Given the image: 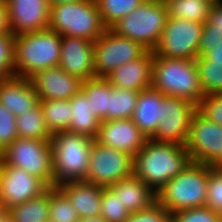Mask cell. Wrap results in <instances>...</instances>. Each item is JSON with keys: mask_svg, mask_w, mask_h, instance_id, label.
Listing matches in <instances>:
<instances>
[{"mask_svg": "<svg viewBox=\"0 0 222 222\" xmlns=\"http://www.w3.org/2000/svg\"><path fill=\"white\" fill-rule=\"evenodd\" d=\"M125 222H172L171 214L155 202L150 208L130 213Z\"/></svg>", "mask_w": 222, "mask_h": 222, "instance_id": "cell-40", "label": "cell"}, {"mask_svg": "<svg viewBox=\"0 0 222 222\" xmlns=\"http://www.w3.org/2000/svg\"><path fill=\"white\" fill-rule=\"evenodd\" d=\"M110 188L120 196L130 213L143 211L156 202V192L134 173L111 185Z\"/></svg>", "mask_w": 222, "mask_h": 222, "instance_id": "cell-23", "label": "cell"}, {"mask_svg": "<svg viewBox=\"0 0 222 222\" xmlns=\"http://www.w3.org/2000/svg\"><path fill=\"white\" fill-rule=\"evenodd\" d=\"M78 222H107L101 216L99 217H87V218H80Z\"/></svg>", "mask_w": 222, "mask_h": 222, "instance_id": "cell-45", "label": "cell"}, {"mask_svg": "<svg viewBox=\"0 0 222 222\" xmlns=\"http://www.w3.org/2000/svg\"><path fill=\"white\" fill-rule=\"evenodd\" d=\"M167 19L168 10L165 0H145L115 23L111 29L153 52L159 43Z\"/></svg>", "mask_w": 222, "mask_h": 222, "instance_id": "cell-7", "label": "cell"}, {"mask_svg": "<svg viewBox=\"0 0 222 222\" xmlns=\"http://www.w3.org/2000/svg\"><path fill=\"white\" fill-rule=\"evenodd\" d=\"M133 157L121 150L100 145L96 140L90 155L85 181L110 187L134 173Z\"/></svg>", "mask_w": 222, "mask_h": 222, "instance_id": "cell-11", "label": "cell"}, {"mask_svg": "<svg viewBox=\"0 0 222 222\" xmlns=\"http://www.w3.org/2000/svg\"><path fill=\"white\" fill-rule=\"evenodd\" d=\"M215 0H165L168 17L205 23Z\"/></svg>", "mask_w": 222, "mask_h": 222, "instance_id": "cell-27", "label": "cell"}, {"mask_svg": "<svg viewBox=\"0 0 222 222\" xmlns=\"http://www.w3.org/2000/svg\"><path fill=\"white\" fill-rule=\"evenodd\" d=\"M10 31L14 35L33 33L48 28L49 0H4Z\"/></svg>", "mask_w": 222, "mask_h": 222, "instance_id": "cell-15", "label": "cell"}, {"mask_svg": "<svg viewBox=\"0 0 222 222\" xmlns=\"http://www.w3.org/2000/svg\"><path fill=\"white\" fill-rule=\"evenodd\" d=\"M197 110L208 120L222 126V93L205 94Z\"/></svg>", "mask_w": 222, "mask_h": 222, "instance_id": "cell-39", "label": "cell"}, {"mask_svg": "<svg viewBox=\"0 0 222 222\" xmlns=\"http://www.w3.org/2000/svg\"><path fill=\"white\" fill-rule=\"evenodd\" d=\"M163 97L164 94L152 86L139 93L132 121L147 139L154 136L162 120Z\"/></svg>", "mask_w": 222, "mask_h": 222, "instance_id": "cell-22", "label": "cell"}, {"mask_svg": "<svg viewBox=\"0 0 222 222\" xmlns=\"http://www.w3.org/2000/svg\"><path fill=\"white\" fill-rule=\"evenodd\" d=\"M222 33L215 30L207 22L204 23L199 42L198 56H204L213 50L214 44L221 41Z\"/></svg>", "mask_w": 222, "mask_h": 222, "instance_id": "cell-41", "label": "cell"}, {"mask_svg": "<svg viewBox=\"0 0 222 222\" xmlns=\"http://www.w3.org/2000/svg\"><path fill=\"white\" fill-rule=\"evenodd\" d=\"M154 52L147 51L142 57L117 67L105 78L113 87L142 91L152 85Z\"/></svg>", "mask_w": 222, "mask_h": 222, "instance_id": "cell-19", "label": "cell"}, {"mask_svg": "<svg viewBox=\"0 0 222 222\" xmlns=\"http://www.w3.org/2000/svg\"><path fill=\"white\" fill-rule=\"evenodd\" d=\"M17 138L16 116L0 103V153Z\"/></svg>", "mask_w": 222, "mask_h": 222, "instance_id": "cell-38", "label": "cell"}, {"mask_svg": "<svg viewBox=\"0 0 222 222\" xmlns=\"http://www.w3.org/2000/svg\"><path fill=\"white\" fill-rule=\"evenodd\" d=\"M130 212L110 187H103L100 216L107 222H125Z\"/></svg>", "mask_w": 222, "mask_h": 222, "instance_id": "cell-34", "label": "cell"}, {"mask_svg": "<svg viewBox=\"0 0 222 222\" xmlns=\"http://www.w3.org/2000/svg\"><path fill=\"white\" fill-rule=\"evenodd\" d=\"M8 215L14 222L49 221V188L29 201L12 206Z\"/></svg>", "mask_w": 222, "mask_h": 222, "instance_id": "cell-26", "label": "cell"}, {"mask_svg": "<svg viewBox=\"0 0 222 222\" xmlns=\"http://www.w3.org/2000/svg\"><path fill=\"white\" fill-rule=\"evenodd\" d=\"M80 0H49L50 5H57V4H65V3H74Z\"/></svg>", "mask_w": 222, "mask_h": 222, "instance_id": "cell-46", "label": "cell"}, {"mask_svg": "<svg viewBox=\"0 0 222 222\" xmlns=\"http://www.w3.org/2000/svg\"><path fill=\"white\" fill-rule=\"evenodd\" d=\"M207 23L222 33V0H215L211 5Z\"/></svg>", "mask_w": 222, "mask_h": 222, "instance_id": "cell-42", "label": "cell"}, {"mask_svg": "<svg viewBox=\"0 0 222 222\" xmlns=\"http://www.w3.org/2000/svg\"><path fill=\"white\" fill-rule=\"evenodd\" d=\"M80 216L67 195L58 187H49V221L78 222Z\"/></svg>", "mask_w": 222, "mask_h": 222, "instance_id": "cell-31", "label": "cell"}, {"mask_svg": "<svg viewBox=\"0 0 222 222\" xmlns=\"http://www.w3.org/2000/svg\"><path fill=\"white\" fill-rule=\"evenodd\" d=\"M14 51L15 35L0 34V81L15 75Z\"/></svg>", "mask_w": 222, "mask_h": 222, "instance_id": "cell-35", "label": "cell"}, {"mask_svg": "<svg viewBox=\"0 0 222 222\" xmlns=\"http://www.w3.org/2000/svg\"><path fill=\"white\" fill-rule=\"evenodd\" d=\"M48 28L61 36L78 37L93 42L108 29L96 0L51 5Z\"/></svg>", "mask_w": 222, "mask_h": 222, "instance_id": "cell-6", "label": "cell"}, {"mask_svg": "<svg viewBox=\"0 0 222 222\" xmlns=\"http://www.w3.org/2000/svg\"><path fill=\"white\" fill-rule=\"evenodd\" d=\"M58 187L67 195L80 218L100 216L103 187L85 180L64 182Z\"/></svg>", "mask_w": 222, "mask_h": 222, "instance_id": "cell-21", "label": "cell"}, {"mask_svg": "<svg viewBox=\"0 0 222 222\" xmlns=\"http://www.w3.org/2000/svg\"><path fill=\"white\" fill-rule=\"evenodd\" d=\"M2 222H14V221L12 220V218H11L9 215H7V216L2 220Z\"/></svg>", "mask_w": 222, "mask_h": 222, "instance_id": "cell-48", "label": "cell"}, {"mask_svg": "<svg viewBox=\"0 0 222 222\" xmlns=\"http://www.w3.org/2000/svg\"><path fill=\"white\" fill-rule=\"evenodd\" d=\"M216 167H217L218 169H221V170H222V160L216 165Z\"/></svg>", "mask_w": 222, "mask_h": 222, "instance_id": "cell-49", "label": "cell"}, {"mask_svg": "<svg viewBox=\"0 0 222 222\" xmlns=\"http://www.w3.org/2000/svg\"><path fill=\"white\" fill-rule=\"evenodd\" d=\"M39 101L31 79L14 75L0 81V103L14 116L30 111Z\"/></svg>", "mask_w": 222, "mask_h": 222, "instance_id": "cell-20", "label": "cell"}, {"mask_svg": "<svg viewBox=\"0 0 222 222\" xmlns=\"http://www.w3.org/2000/svg\"><path fill=\"white\" fill-rule=\"evenodd\" d=\"M81 90L90 103L91 112L100 121L109 118V98L111 97V84L104 77H95L82 82Z\"/></svg>", "mask_w": 222, "mask_h": 222, "instance_id": "cell-25", "label": "cell"}, {"mask_svg": "<svg viewBox=\"0 0 222 222\" xmlns=\"http://www.w3.org/2000/svg\"><path fill=\"white\" fill-rule=\"evenodd\" d=\"M1 159L37 176L49 187L54 186L50 141L18 137L1 153Z\"/></svg>", "mask_w": 222, "mask_h": 222, "instance_id": "cell-8", "label": "cell"}, {"mask_svg": "<svg viewBox=\"0 0 222 222\" xmlns=\"http://www.w3.org/2000/svg\"><path fill=\"white\" fill-rule=\"evenodd\" d=\"M204 23L168 17L155 50L156 56L195 60Z\"/></svg>", "mask_w": 222, "mask_h": 222, "instance_id": "cell-10", "label": "cell"}, {"mask_svg": "<svg viewBox=\"0 0 222 222\" xmlns=\"http://www.w3.org/2000/svg\"><path fill=\"white\" fill-rule=\"evenodd\" d=\"M104 24L111 28L145 0H96Z\"/></svg>", "mask_w": 222, "mask_h": 222, "instance_id": "cell-32", "label": "cell"}, {"mask_svg": "<svg viewBox=\"0 0 222 222\" xmlns=\"http://www.w3.org/2000/svg\"><path fill=\"white\" fill-rule=\"evenodd\" d=\"M171 216L172 222H222V216L208 206L176 211Z\"/></svg>", "mask_w": 222, "mask_h": 222, "instance_id": "cell-37", "label": "cell"}, {"mask_svg": "<svg viewBox=\"0 0 222 222\" xmlns=\"http://www.w3.org/2000/svg\"><path fill=\"white\" fill-rule=\"evenodd\" d=\"M39 103L46 126L52 134L68 131L72 111L69 100H40Z\"/></svg>", "mask_w": 222, "mask_h": 222, "instance_id": "cell-29", "label": "cell"}, {"mask_svg": "<svg viewBox=\"0 0 222 222\" xmlns=\"http://www.w3.org/2000/svg\"><path fill=\"white\" fill-rule=\"evenodd\" d=\"M151 86L166 96L186 99L196 106L204 96L196 61L191 59L166 58L154 54Z\"/></svg>", "mask_w": 222, "mask_h": 222, "instance_id": "cell-3", "label": "cell"}, {"mask_svg": "<svg viewBox=\"0 0 222 222\" xmlns=\"http://www.w3.org/2000/svg\"><path fill=\"white\" fill-rule=\"evenodd\" d=\"M18 137L50 141L52 133L46 126L40 103L16 117Z\"/></svg>", "mask_w": 222, "mask_h": 222, "instance_id": "cell-28", "label": "cell"}, {"mask_svg": "<svg viewBox=\"0 0 222 222\" xmlns=\"http://www.w3.org/2000/svg\"><path fill=\"white\" fill-rule=\"evenodd\" d=\"M30 79L39 100H69L81 90L83 82L59 66L39 71Z\"/></svg>", "mask_w": 222, "mask_h": 222, "instance_id": "cell-18", "label": "cell"}, {"mask_svg": "<svg viewBox=\"0 0 222 222\" xmlns=\"http://www.w3.org/2000/svg\"><path fill=\"white\" fill-rule=\"evenodd\" d=\"M48 188L37 176L0 159V204L7 210L41 195Z\"/></svg>", "mask_w": 222, "mask_h": 222, "instance_id": "cell-14", "label": "cell"}, {"mask_svg": "<svg viewBox=\"0 0 222 222\" xmlns=\"http://www.w3.org/2000/svg\"><path fill=\"white\" fill-rule=\"evenodd\" d=\"M212 46H213V50L209 51L203 57L209 63H219V64H222V39H221V41L217 42L216 44H214Z\"/></svg>", "mask_w": 222, "mask_h": 222, "instance_id": "cell-43", "label": "cell"}, {"mask_svg": "<svg viewBox=\"0 0 222 222\" xmlns=\"http://www.w3.org/2000/svg\"><path fill=\"white\" fill-rule=\"evenodd\" d=\"M71 105V121L68 131L96 139L100 127V119L91 112L90 103L82 90L69 99Z\"/></svg>", "mask_w": 222, "mask_h": 222, "instance_id": "cell-24", "label": "cell"}, {"mask_svg": "<svg viewBox=\"0 0 222 222\" xmlns=\"http://www.w3.org/2000/svg\"><path fill=\"white\" fill-rule=\"evenodd\" d=\"M139 93L138 91L120 89L111 85L109 118L107 120L132 119Z\"/></svg>", "mask_w": 222, "mask_h": 222, "instance_id": "cell-30", "label": "cell"}, {"mask_svg": "<svg viewBox=\"0 0 222 222\" xmlns=\"http://www.w3.org/2000/svg\"><path fill=\"white\" fill-rule=\"evenodd\" d=\"M58 66L81 81L95 78L94 42L78 37L61 36V55Z\"/></svg>", "mask_w": 222, "mask_h": 222, "instance_id": "cell-17", "label": "cell"}, {"mask_svg": "<svg viewBox=\"0 0 222 222\" xmlns=\"http://www.w3.org/2000/svg\"><path fill=\"white\" fill-rule=\"evenodd\" d=\"M10 25L8 20V13L5 3L0 5V34L8 33Z\"/></svg>", "mask_w": 222, "mask_h": 222, "instance_id": "cell-44", "label": "cell"}, {"mask_svg": "<svg viewBox=\"0 0 222 222\" xmlns=\"http://www.w3.org/2000/svg\"><path fill=\"white\" fill-rule=\"evenodd\" d=\"M100 145L134 157L148 140L132 119L102 120L95 139Z\"/></svg>", "mask_w": 222, "mask_h": 222, "instance_id": "cell-16", "label": "cell"}, {"mask_svg": "<svg viewBox=\"0 0 222 222\" xmlns=\"http://www.w3.org/2000/svg\"><path fill=\"white\" fill-rule=\"evenodd\" d=\"M212 165L191 162L176 177L171 178L156 193V202L170 214L176 211L205 206L208 173Z\"/></svg>", "mask_w": 222, "mask_h": 222, "instance_id": "cell-5", "label": "cell"}, {"mask_svg": "<svg viewBox=\"0 0 222 222\" xmlns=\"http://www.w3.org/2000/svg\"><path fill=\"white\" fill-rule=\"evenodd\" d=\"M196 111L197 106L191 101L164 95L162 120L158 123L157 130L151 139L184 146L192 116Z\"/></svg>", "mask_w": 222, "mask_h": 222, "instance_id": "cell-13", "label": "cell"}, {"mask_svg": "<svg viewBox=\"0 0 222 222\" xmlns=\"http://www.w3.org/2000/svg\"><path fill=\"white\" fill-rule=\"evenodd\" d=\"M94 141L90 137L70 131L52 134L50 142L54 186L85 179Z\"/></svg>", "mask_w": 222, "mask_h": 222, "instance_id": "cell-4", "label": "cell"}, {"mask_svg": "<svg viewBox=\"0 0 222 222\" xmlns=\"http://www.w3.org/2000/svg\"><path fill=\"white\" fill-rule=\"evenodd\" d=\"M195 61L204 95L222 93V64L209 63L203 56Z\"/></svg>", "mask_w": 222, "mask_h": 222, "instance_id": "cell-33", "label": "cell"}, {"mask_svg": "<svg viewBox=\"0 0 222 222\" xmlns=\"http://www.w3.org/2000/svg\"><path fill=\"white\" fill-rule=\"evenodd\" d=\"M8 215V210L0 204V222Z\"/></svg>", "mask_w": 222, "mask_h": 222, "instance_id": "cell-47", "label": "cell"}, {"mask_svg": "<svg viewBox=\"0 0 222 222\" xmlns=\"http://www.w3.org/2000/svg\"><path fill=\"white\" fill-rule=\"evenodd\" d=\"M61 55V35L50 28L15 35V75L30 79L37 72L57 67Z\"/></svg>", "mask_w": 222, "mask_h": 222, "instance_id": "cell-2", "label": "cell"}, {"mask_svg": "<svg viewBox=\"0 0 222 222\" xmlns=\"http://www.w3.org/2000/svg\"><path fill=\"white\" fill-rule=\"evenodd\" d=\"M133 162L134 174L157 193L192 160L185 146L148 139L133 157Z\"/></svg>", "mask_w": 222, "mask_h": 222, "instance_id": "cell-1", "label": "cell"}, {"mask_svg": "<svg viewBox=\"0 0 222 222\" xmlns=\"http://www.w3.org/2000/svg\"><path fill=\"white\" fill-rule=\"evenodd\" d=\"M148 50L108 28L94 42V74L106 77L117 67L142 57Z\"/></svg>", "mask_w": 222, "mask_h": 222, "instance_id": "cell-9", "label": "cell"}, {"mask_svg": "<svg viewBox=\"0 0 222 222\" xmlns=\"http://www.w3.org/2000/svg\"><path fill=\"white\" fill-rule=\"evenodd\" d=\"M184 146L192 162L216 166L222 160V126L197 110Z\"/></svg>", "mask_w": 222, "mask_h": 222, "instance_id": "cell-12", "label": "cell"}, {"mask_svg": "<svg viewBox=\"0 0 222 222\" xmlns=\"http://www.w3.org/2000/svg\"><path fill=\"white\" fill-rule=\"evenodd\" d=\"M205 206L222 216V170L216 166L209 169Z\"/></svg>", "mask_w": 222, "mask_h": 222, "instance_id": "cell-36", "label": "cell"}, {"mask_svg": "<svg viewBox=\"0 0 222 222\" xmlns=\"http://www.w3.org/2000/svg\"><path fill=\"white\" fill-rule=\"evenodd\" d=\"M4 3V0H0V5Z\"/></svg>", "mask_w": 222, "mask_h": 222, "instance_id": "cell-50", "label": "cell"}]
</instances>
